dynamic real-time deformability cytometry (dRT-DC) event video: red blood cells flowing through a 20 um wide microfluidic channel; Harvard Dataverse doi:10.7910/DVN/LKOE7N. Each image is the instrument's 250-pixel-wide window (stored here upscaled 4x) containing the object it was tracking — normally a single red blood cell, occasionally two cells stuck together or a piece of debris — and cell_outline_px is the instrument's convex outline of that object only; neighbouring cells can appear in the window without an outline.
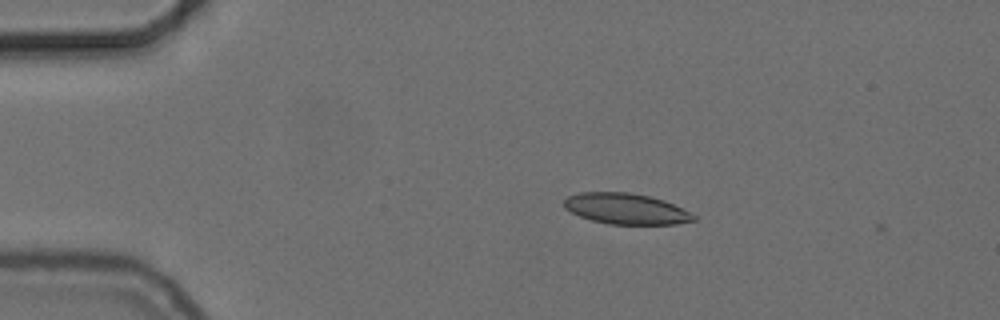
{"species": "common noctule bat (a hibernating species)", "species_latin": "Nyctalus noctula", "temperature_condition": "cold", "stored_images_in_passage": 2, "camera_frame_rate_fps": 3000, "um_per_image_px": 0.085, "animal": {"sex": "female", "body_mass_g": 24.6, "forearm_length_mm": 56.2}, "frame": {"image": 1, "passage_image": 1, "time_ms": 0.0, "image_size_px": [1000, 320], "cell_outline_px": [[696, 220], [676, 224], [608, 224], [592, 220], [580, 216], [564, 208], [564, 200], [568, 196], [580, 192], [628, 192], [652, 196], [664, 200], [696, 216]], "centroid_in_image_um": [53.19, 17.74], "position_along_channel_um": 31.8, "area_um2": 23.18}}